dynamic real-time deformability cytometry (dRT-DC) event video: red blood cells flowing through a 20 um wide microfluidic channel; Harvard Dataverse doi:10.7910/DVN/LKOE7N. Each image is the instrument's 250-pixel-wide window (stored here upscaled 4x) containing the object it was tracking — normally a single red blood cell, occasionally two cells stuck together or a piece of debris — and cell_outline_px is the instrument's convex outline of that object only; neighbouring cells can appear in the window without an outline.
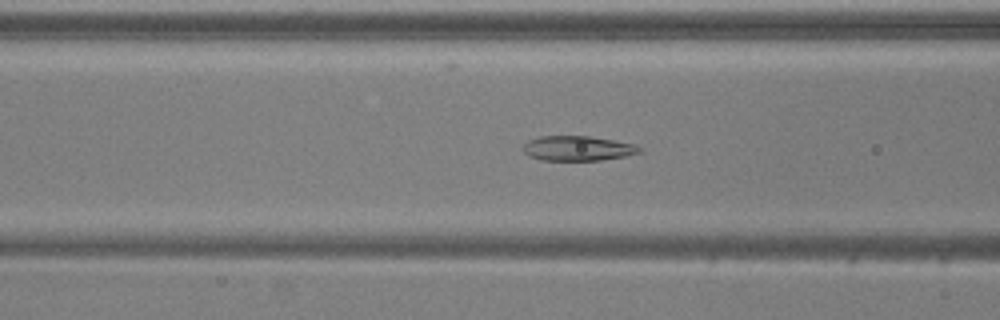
{"species": "common noctule bat (a hibernating species)", "species_latin": "Nyctalus noctula", "temperature_condition": "warm", "stored_images_in_passage": 27, "camera_frame_rate_fps": 3000, "um_per_image_px": 0.085, "animal": {"sex": "male", "body_mass_g": 20.5, "forearm_length_mm": 52.5}, "frame": {"image": 1, "passage_image": 15, "time_ms": 4.667, "image_size_px": [1000, 320], "cell_outline_px": [[644, 152], [624, 156], [600, 160], [540, 160], [528, 156], [520, 148], [528, 140], [540, 136], [588, 136], [636, 144], [644, 148]], "centroid_in_image_um": [49.11, 12.61], "position_along_channel_um": 117.5, "area_um2": 17.05}}
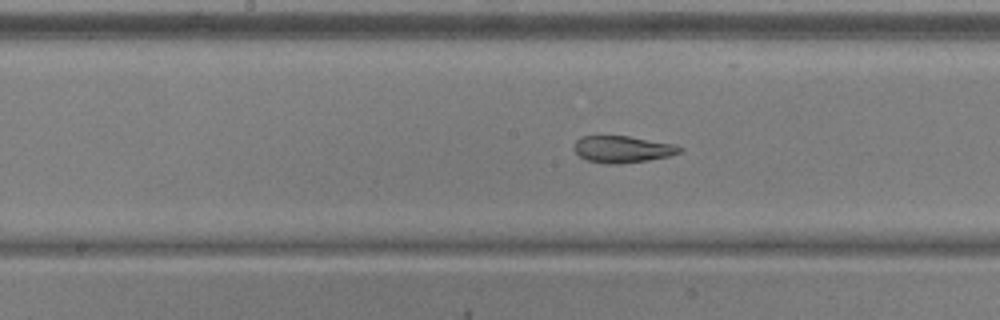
{"frame": {"image": 2, "passage_image": 21, "time_ms": 6.667, "image_size_px": [1000, 320], "cell_outline_px": [[684, 148], [680, 152], [668, 156], [648, 160], [620, 164], [608, 164], [588, 160], [580, 156], [572, 148], [576, 140], [580, 136], [628, 136], [676, 144]], "centroid_in_image_um": [52.91, 12.68], "position_along_channel_um": 195.3, "area_um2": 16.53}}
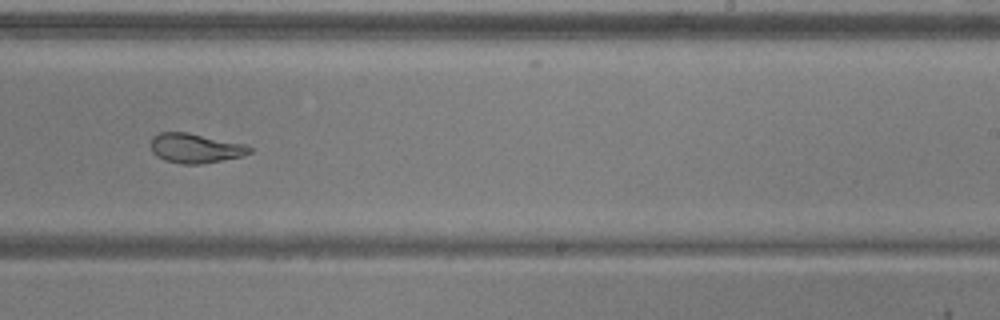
{"frame": {"image": 3, "passage_image": 27, "time_ms": 8.667, "image_size_px": [1000, 320], "cell_outline_px": [[252, 152], [244, 156], [200, 164], [180, 164], [164, 160], [156, 156], [152, 152], [152, 136], [160, 132], [188, 132], [244, 144], [252, 148]], "centroid_in_image_um": [16.6, 12.6], "position_along_channel_um": 272.4, "area_um2": 17.05}}